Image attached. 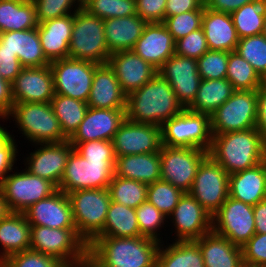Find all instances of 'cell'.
<instances>
[{
	"label": "cell",
	"instance_id": "1",
	"mask_svg": "<svg viewBox=\"0 0 266 267\" xmlns=\"http://www.w3.org/2000/svg\"><path fill=\"white\" fill-rule=\"evenodd\" d=\"M185 108L169 82L157 73L148 83L126 96V118L136 123L162 124Z\"/></svg>",
	"mask_w": 266,
	"mask_h": 267
},
{
	"label": "cell",
	"instance_id": "2",
	"mask_svg": "<svg viewBox=\"0 0 266 267\" xmlns=\"http://www.w3.org/2000/svg\"><path fill=\"white\" fill-rule=\"evenodd\" d=\"M208 155L231 175L265 161L266 141L256 128L212 135Z\"/></svg>",
	"mask_w": 266,
	"mask_h": 267
},
{
	"label": "cell",
	"instance_id": "3",
	"mask_svg": "<svg viewBox=\"0 0 266 267\" xmlns=\"http://www.w3.org/2000/svg\"><path fill=\"white\" fill-rule=\"evenodd\" d=\"M160 243L142 236H95L88 243V251L105 267H156Z\"/></svg>",
	"mask_w": 266,
	"mask_h": 267
},
{
	"label": "cell",
	"instance_id": "4",
	"mask_svg": "<svg viewBox=\"0 0 266 267\" xmlns=\"http://www.w3.org/2000/svg\"><path fill=\"white\" fill-rule=\"evenodd\" d=\"M110 55L105 39L104 20L78 6L73 13L68 58L102 65L108 63Z\"/></svg>",
	"mask_w": 266,
	"mask_h": 267
},
{
	"label": "cell",
	"instance_id": "5",
	"mask_svg": "<svg viewBox=\"0 0 266 267\" xmlns=\"http://www.w3.org/2000/svg\"><path fill=\"white\" fill-rule=\"evenodd\" d=\"M162 145L209 151L212 144L210 115L185 108L161 126Z\"/></svg>",
	"mask_w": 266,
	"mask_h": 267
},
{
	"label": "cell",
	"instance_id": "6",
	"mask_svg": "<svg viewBox=\"0 0 266 267\" xmlns=\"http://www.w3.org/2000/svg\"><path fill=\"white\" fill-rule=\"evenodd\" d=\"M15 119L24 136L36 144L68 140L50 103H14L8 115Z\"/></svg>",
	"mask_w": 266,
	"mask_h": 267
},
{
	"label": "cell",
	"instance_id": "7",
	"mask_svg": "<svg viewBox=\"0 0 266 267\" xmlns=\"http://www.w3.org/2000/svg\"><path fill=\"white\" fill-rule=\"evenodd\" d=\"M77 233L87 244L103 229L111 202L108 188L68 193Z\"/></svg>",
	"mask_w": 266,
	"mask_h": 267
},
{
	"label": "cell",
	"instance_id": "8",
	"mask_svg": "<svg viewBox=\"0 0 266 267\" xmlns=\"http://www.w3.org/2000/svg\"><path fill=\"white\" fill-rule=\"evenodd\" d=\"M257 90H236L210 115L212 135L255 128Z\"/></svg>",
	"mask_w": 266,
	"mask_h": 267
},
{
	"label": "cell",
	"instance_id": "9",
	"mask_svg": "<svg viewBox=\"0 0 266 267\" xmlns=\"http://www.w3.org/2000/svg\"><path fill=\"white\" fill-rule=\"evenodd\" d=\"M30 249L50 255L68 266L88 251V244L76 228L31 226Z\"/></svg>",
	"mask_w": 266,
	"mask_h": 267
},
{
	"label": "cell",
	"instance_id": "10",
	"mask_svg": "<svg viewBox=\"0 0 266 267\" xmlns=\"http://www.w3.org/2000/svg\"><path fill=\"white\" fill-rule=\"evenodd\" d=\"M115 161L86 160L73 150L68 158L58 190L68 194L86 189L108 188Z\"/></svg>",
	"mask_w": 266,
	"mask_h": 267
},
{
	"label": "cell",
	"instance_id": "11",
	"mask_svg": "<svg viewBox=\"0 0 266 267\" xmlns=\"http://www.w3.org/2000/svg\"><path fill=\"white\" fill-rule=\"evenodd\" d=\"M24 170L9 174L0 182V190L10 212L24 213L33 204L58 190L52 182Z\"/></svg>",
	"mask_w": 266,
	"mask_h": 267
},
{
	"label": "cell",
	"instance_id": "12",
	"mask_svg": "<svg viewBox=\"0 0 266 267\" xmlns=\"http://www.w3.org/2000/svg\"><path fill=\"white\" fill-rule=\"evenodd\" d=\"M208 151L188 148L161 146V180L169 182L184 193H189L202 161Z\"/></svg>",
	"mask_w": 266,
	"mask_h": 267
},
{
	"label": "cell",
	"instance_id": "13",
	"mask_svg": "<svg viewBox=\"0 0 266 267\" xmlns=\"http://www.w3.org/2000/svg\"><path fill=\"white\" fill-rule=\"evenodd\" d=\"M228 185L229 174L208 155L198 167L189 194L213 216L229 196Z\"/></svg>",
	"mask_w": 266,
	"mask_h": 267
},
{
	"label": "cell",
	"instance_id": "14",
	"mask_svg": "<svg viewBox=\"0 0 266 267\" xmlns=\"http://www.w3.org/2000/svg\"><path fill=\"white\" fill-rule=\"evenodd\" d=\"M212 231L242 247L256 233L253 206L228 196L212 216Z\"/></svg>",
	"mask_w": 266,
	"mask_h": 267
},
{
	"label": "cell",
	"instance_id": "15",
	"mask_svg": "<svg viewBox=\"0 0 266 267\" xmlns=\"http://www.w3.org/2000/svg\"><path fill=\"white\" fill-rule=\"evenodd\" d=\"M49 66L53 74L55 94L88 101L98 64L65 58L52 61Z\"/></svg>",
	"mask_w": 266,
	"mask_h": 267
},
{
	"label": "cell",
	"instance_id": "16",
	"mask_svg": "<svg viewBox=\"0 0 266 267\" xmlns=\"http://www.w3.org/2000/svg\"><path fill=\"white\" fill-rule=\"evenodd\" d=\"M112 144L115 157L160 152L161 127L136 123L126 118L113 136Z\"/></svg>",
	"mask_w": 266,
	"mask_h": 267
},
{
	"label": "cell",
	"instance_id": "17",
	"mask_svg": "<svg viewBox=\"0 0 266 267\" xmlns=\"http://www.w3.org/2000/svg\"><path fill=\"white\" fill-rule=\"evenodd\" d=\"M158 73L169 82L177 100L187 108L195 99L202 80L197 60L174 54L163 64Z\"/></svg>",
	"mask_w": 266,
	"mask_h": 267
},
{
	"label": "cell",
	"instance_id": "18",
	"mask_svg": "<svg viewBox=\"0 0 266 267\" xmlns=\"http://www.w3.org/2000/svg\"><path fill=\"white\" fill-rule=\"evenodd\" d=\"M175 241H195L212 231V216L189 193H184L173 212Z\"/></svg>",
	"mask_w": 266,
	"mask_h": 267
},
{
	"label": "cell",
	"instance_id": "19",
	"mask_svg": "<svg viewBox=\"0 0 266 267\" xmlns=\"http://www.w3.org/2000/svg\"><path fill=\"white\" fill-rule=\"evenodd\" d=\"M11 87L14 103H50L55 96L53 74L49 65L23 67Z\"/></svg>",
	"mask_w": 266,
	"mask_h": 267
},
{
	"label": "cell",
	"instance_id": "20",
	"mask_svg": "<svg viewBox=\"0 0 266 267\" xmlns=\"http://www.w3.org/2000/svg\"><path fill=\"white\" fill-rule=\"evenodd\" d=\"M125 119V109L88 107L84 120L68 141L74 147L78 143L92 140L112 141L113 136Z\"/></svg>",
	"mask_w": 266,
	"mask_h": 267
},
{
	"label": "cell",
	"instance_id": "21",
	"mask_svg": "<svg viewBox=\"0 0 266 267\" xmlns=\"http://www.w3.org/2000/svg\"><path fill=\"white\" fill-rule=\"evenodd\" d=\"M27 158V171L52 182L57 188L60 185L65 166L74 146L68 141L44 143Z\"/></svg>",
	"mask_w": 266,
	"mask_h": 267
},
{
	"label": "cell",
	"instance_id": "22",
	"mask_svg": "<svg viewBox=\"0 0 266 267\" xmlns=\"http://www.w3.org/2000/svg\"><path fill=\"white\" fill-rule=\"evenodd\" d=\"M108 64L115 72L121 90L126 96L148 83L158 73L157 69L133 50L113 52Z\"/></svg>",
	"mask_w": 266,
	"mask_h": 267
},
{
	"label": "cell",
	"instance_id": "23",
	"mask_svg": "<svg viewBox=\"0 0 266 267\" xmlns=\"http://www.w3.org/2000/svg\"><path fill=\"white\" fill-rule=\"evenodd\" d=\"M24 215L31 226L76 228L70 200L61 190L33 204L24 212Z\"/></svg>",
	"mask_w": 266,
	"mask_h": 267
},
{
	"label": "cell",
	"instance_id": "24",
	"mask_svg": "<svg viewBox=\"0 0 266 267\" xmlns=\"http://www.w3.org/2000/svg\"><path fill=\"white\" fill-rule=\"evenodd\" d=\"M175 40L163 23H147L133 51L159 70L175 54Z\"/></svg>",
	"mask_w": 266,
	"mask_h": 267
},
{
	"label": "cell",
	"instance_id": "25",
	"mask_svg": "<svg viewBox=\"0 0 266 267\" xmlns=\"http://www.w3.org/2000/svg\"><path fill=\"white\" fill-rule=\"evenodd\" d=\"M0 49L17 55L23 67H44L50 65L38 34V28L0 33Z\"/></svg>",
	"mask_w": 266,
	"mask_h": 267
},
{
	"label": "cell",
	"instance_id": "26",
	"mask_svg": "<svg viewBox=\"0 0 266 267\" xmlns=\"http://www.w3.org/2000/svg\"><path fill=\"white\" fill-rule=\"evenodd\" d=\"M87 104L91 108L126 109V95L108 63L95 69Z\"/></svg>",
	"mask_w": 266,
	"mask_h": 267
},
{
	"label": "cell",
	"instance_id": "27",
	"mask_svg": "<svg viewBox=\"0 0 266 267\" xmlns=\"http://www.w3.org/2000/svg\"><path fill=\"white\" fill-rule=\"evenodd\" d=\"M37 28L42 50L50 62L68 58L73 28V12L41 22Z\"/></svg>",
	"mask_w": 266,
	"mask_h": 267
},
{
	"label": "cell",
	"instance_id": "28",
	"mask_svg": "<svg viewBox=\"0 0 266 267\" xmlns=\"http://www.w3.org/2000/svg\"><path fill=\"white\" fill-rule=\"evenodd\" d=\"M209 50L235 51L239 38L231 15L204 6L202 25Z\"/></svg>",
	"mask_w": 266,
	"mask_h": 267
},
{
	"label": "cell",
	"instance_id": "29",
	"mask_svg": "<svg viewBox=\"0 0 266 267\" xmlns=\"http://www.w3.org/2000/svg\"><path fill=\"white\" fill-rule=\"evenodd\" d=\"M228 189L230 197L252 206L266 199V161L229 175Z\"/></svg>",
	"mask_w": 266,
	"mask_h": 267
},
{
	"label": "cell",
	"instance_id": "30",
	"mask_svg": "<svg viewBox=\"0 0 266 267\" xmlns=\"http://www.w3.org/2000/svg\"><path fill=\"white\" fill-rule=\"evenodd\" d=\"M195 242L202 252L205 267H241L243 264L241 247L213 231Z\"/></svg>",
	"mask_w": 266,
	"mask_h": 267
},
{
	"label": "cell",
	"instance_id": "31",
	"mask_svg": "<svg viewBox=\"0 0 266 267\" xmlns=\"http://www.w3.org/2000/svg\"><path fill=\"white\" fill-rule=\"evenodd\" d=\"M160 152L116 157L114 175L151 184L161 180Z\"/></svg>",
	"mask_w": 266,
	"mask_h": 267
},
{
	"label": "cell",
	"instance_id": "32",
	"mask_svg": "<svg viewBox=\"0 0 266 267\" xmlns=\"http://www.w3.org/2000/svg\"><path fill=\"white\" fill-rule=\"evenodd\" d=\"M147 22L137 14L104 20L105 39L110 53L132 50Z\"/></svg>",
	"mask_w": 266,
	"mask_h": 267
},
{
	"label": "cell",
	"instance_id": "33",
	"mask_svg": "<svg viewBox=\"0 0 266 267\" xmlns=\"http://www.w3.org/2000/svg\"><path fill=\"white\" fill-rule=\"evenodd\" d=\"M31 225L24 213L10 212L0 220V244L3 252L0 253V263L8 256L30 249Z\"/></svg>",
	"mask_w": 266,
	"mask_h": 267
},
{
	"label": "cell",
	"instance_id": "34",
	"mask_svg": "<svg viewBox=\"0 0 266 267\" xmlns=\"http://www.w3.org/2000/svg\"><path fill=\"white\" fill-rule=\"evenodd\" d=\"M33 0H0V33L38 27Z\"/></svg>",
	"mask_w": 266,
	"mask_h": 267
},
{
	"label": "cell",
	"instance_id": "35",
	"mask_svg": "<svg viewBox=\"0 0 266 267\" xmlns=\"http://www.w3.org/2000/svg\"><path fill=\"white\" fill-rule=\"evenodd\" d=\"M236 90L226 79H202L196 97L187 109L211 115Z\"/></svg>",
	"mask_w": 266,
	"mask_h": 267
},
{
	"label": "cell",
	"instance_id": "36",
	"mask_svg": "<svg viewBox=\"0 0 266 267\" xmlns=\"http://www.w3.org/2000/svg\"><path fill=\"white\" fill-rule=\"evenodd\" d=\"M96 236L140 237L135 208L111 201L105 225Z\"/></svg>",
	"mask_w": 266,
	"mask_h": 267
},
{
	"label": "cell",
	"instance_id": "37",
	"mask_svg": "<svg viewBox=\"0 0 266 267\" xmlns=\"http://www.w3.org/2000/svg\"><path fill=\"white\" fill-rule=\"evenodd\" d=\"M156 267H205V264L195 241H176L166 249L159 247Z\"/></svg>",
	"mask_w": 266,
	"mask_h": 267
},
{
	"label": "cell",
	"instance_id": "38",
	"mask_svg": "<svg viewBox=\"0 0 266 267\" xmlns=\"http://www.w3.org/2000/svg\"><path fill=\"white\" fill-rule=\"evenodd\" d=\"M50 104L53 113L59 120L63 134L69 139L84 120L88 109L87 102L55 94Z\"/></svg>",
	"mask_w": 266,
	"mask_h": 267
},
{
	"label": "cell",
	"instance_id": "39",
	"mask_svg": "<svg viewBox=\"0 0 266 267\" xmlns=\"http://www.w3.org/2000/svg\"><path fill=\"white\" fill-rule=\"evenodd\" d=\"M230 15L239 39L260 35L266 17V0H253Z\"/></svg>",
	"mask_w": 266,
	"mask_h": 267
},
{
	"label": "cell",
	"instance_id": "40",
	"mask_svg": "<svg viewBox=\"0 0 266 267\" xmlns=\"http://www.w3.org/2000/svg\"><path fill=\"white\" fill-rule=\"evenodd\" d=\"M226 79L235 90H258L261 76L238 52H228Z\"/></svg>",
	"mask_w": 266,
	"mask_h": 267
},
{
	"label": "cell",
	"instance_id": "41",
	"mask_svg": "<svg viewBox=\"0 0 266 267\" xmlns=\"http://www.w3.org/2000/svg\"><path fill=\"white\" fill-rule=\"evenodd\" d=\"M147 188L146 183L115 175L108 186L111 201L135 209L147 200Z\"/></svg>",
	"mask_w": 266,
	"mask_h": 267
},
{
	"label": "cell",
	"instance_id": "42",
	"mask_svg": "<svg viewBox=\"0 0 266 267\" xmlns=\"http://www.w3.org/2000/svg\"><path fill=\"white\" fill-rule=\"evenodd\" d=\"M82 8L103 20L137 14L136 0H87Z\"/></svg>",
	"mask_w": 266,
	"mask_h": 267
},
{
	"label": "cell",
	"instance_id": "43",
	"mask_svg": "<svg viewBox=\"0 0 266 267\" xmlns=\"http://www.w3.org/2000/svg\"><path fill=\"white\" fill-rule=\"evenodd\" d=\"M184 192L169 182L159 180L148 184L147 200L167 217L173 212Z\"/></svg>",
	"mask_w": 266,
	"mask_h": 267
},
{
	"label": "cell",
	"instance_id": "44",
	"mask_svg": "<svg viewBox=\"0 0 266 267\" xmlns=\"http://www.w3.org/2000/svg\"><path fill=\"white\" fill-rule=\"evenodd\" d=\"M262 77L266 73V37L263 34L239 39L235 50Z\"/></svg>",
	"mask_w": 266,
	"mask_h": 267
},
{
	"label": "cell",
	"instance_id": "45",
	"mask_svg": "<svg viewBox=\"0 0 266 267\" xmlns=\"http://www.w3.org/2000/svg\"><path fill=\"white\" fill-rule=\"evenodd\" d=\"M135 211L140 235L160 242L161 240L158 238L157 230L164 224L167 216L160 212L148 200L140 204Z\"/></svg>",
	"mask_w": 266,
	"mask_h": 267
},
{
	"label": "cell",
	"instance_id": "46",
	"mask_svg": "<svg viewBox=\"0 0 266 267\" xmlns=\"http://www.w3.org/2000/svg\"><path fill=\"white\" fill-rule=\"evenodd\" d=\"M204 10H193L166 17L163 24L173 36L175 42L191 32L200 29Z\"/></svg>",
	"mask_w": 266,
	"mask_h": 267
},
{
	"label": "cell",
	"instance_id": "47",
	"mask_svg": "<svg viewBox=\"0 0 266 267\" xmlns=\"http://www.w3.org/2000/svg\"><path fill=\"white\" fill-rule=\"evenodd\" d=\"M1 267H67L60 260L34 251L32 249L24 250L8 256L0 263Z\"/></svg>",
	"mask_w": 266,
	"mask_h": 267
},
{
	"label": "cell",
	"instance_id": "48",
	"mask_svg": "<svg viewBox=\"0 0 266 267\" xmlns=\"http://www.w3.org/2000/svg\"><path fill=\"white\" fill-rule=\"evenodd\" d=\"M198 72L202 79L226 78L228 52L208 50L197 59Z\"/></svg>",
	"mask_w": 266,
	"mask_h": 267
},
{
	"label": "cell",
	"instance_id": "49",
	"mask_svg": "<svg viewBox=\"0 0 266 267\" xmlns=\"http://www.w3.org/2000/svg\"><path fill=\"white\" fill-rule=\"evenodd\" d=\"M209 50L203 29H197L175 43V54L199 59Z\"/></svg>",
	"mask_w": 266,
	"mask_h": 267
},
{
	"label": "cell",
	"instance_id": "50",
	"mask_svg": "<svg viewBox=\"0 0 266 267\" xmlns=\"http://www.w3.org/2000/svg\"><path fill=\"white\" fill-rule=\"evenodd\" d=\"M36 6V14L38 23L59 18L71 14V7L79 0H33Z\"/></svg>",
	"mask_w": 266,
	"mask_h": 267
},
{
	"label": "cell",
	"instance_id": "51",
	"mask_svg": "<svg viewBox=\"0 0 266 267\" xmlns=\"http://www.w3.org/2000/svg\"><path fill=\"white\" fill-rule=\"evenodd\" d=\"M74 150L86 160L116 161L112 141L92 140L78 143Z\"/></svg>",
	"mask_w": 266,
	"mask_h": 267
},
{
	"label": "cell",
	"instance_id": "52",
	"mask_svg": "<svg viewBox=\"0 0 266 267\" xmlns=\"http://www.w3.org/2000/svg\"><path fill=\"white\" fill-rule=\"evenodd\" d=\"M241 249L243 263L266 267V234L255 233Z\"/></svg>",
	"mask_w": 266,
	"mask_h": 267
},
{
	"label": "cell",
	"instance_id": "53",
	"mask_svg": "<svg viewBox=\"0 0 266 267\" xmlns=\"http://www.w3.org/2000/svg\"><path fill=\"white\" fill-rule=\"evenodd\" d=\"M14 138L0 125V182L13 170L16 159L17 147Z\"/></svg>",
	"mask_w": 266,
	"mask_h": 267
},
{
	"label": "cell",
	"instance_id": "54",
	"mask_svg": "<svg viewBox=\"0 0 266 267\" xmlns=\"http://www.w3.org/2000/svg\"><path fill=\"white\" fill-rule=\"evenodd\" d=\"M166 0H136L137 15L147 23H163Z\"/></svg>",
	"mask_w": 266,
	"mask_h": 267
},
{
	"label": "cell",
	"instance_id": "55",
	"mask_svg": "<svg viewBox=\"0 0 266 267\" xmlns=\"http://www.w3.org/2000/svg\"><path fill=\"white\" fill-rule=\"evenodd\" d=\"M22 69L23 66L16 54L9 50L0 49V75L4 80L12 83Z\"/></svg>",
	"mask_w": 266,
	"mask_h": 267
},
{
	"label": "cell",
	"instance_id": "56",
	"mask_svg": "<svg viewBox=\"0 0 266 267\" xmlns=\"http://www.w3.org/2000/svg\"><path fill=\"white\" fill-rule=\"evenodd\" d=\"M193 10H204L197 0H166L165 18Z\"/></svg>",
	"mask_w": 266,
	"mask_h": 267
},
{
	"label": "cell",
	"instance_id": "57",
	"mask_svg": "<svg viewBox=\"0 0 266 267\" xmlns=\"http://www.w3.org/2000/svg\"><path fill=\"white\" fill-rule=\"evenodd\" d=\"M13 104L11 83L4 80L0 75V118L5 119L8 117Z\"/></svg>",
	"mask_w": 266,
	"mask_h": 267
},
{
	"label": "cell",
	"instance_id": "58",
	"mask_svg": "<svg viewBox=\"0 0 266 267\" xmlns=\"http://www.w3.org/2000/svg\"><path fill=\"white\" fill-rule=\"evenodd\" d=\"M255 128L266 141V91L261 87L257 90V117Z\"/></svg>",
	"mask_w": 266,
	"mask_h": 267
},
{
	"label": "cell",
	"instance_id": "59",
	"mask_svg": "<svg viewBox=\"0 0 266 267\" xmlns=\"http://www.w3.org/2000/svg\"><path fill=\"white\" fill-rule=\"evenodd\" d=\"M252 1L253 0H209L206 7L211 10L231 14L238 8Z\"/></svg>",
	"mask_w": 266,
	"mask_h": 267
},
{
	"label": "cell",
	"instance_id": "60",
	"mask_svg": "<svg viewBox=\"0 0 266 267\" xmlns=\"http://www.w3.org/2000/svg\"><path fill=\"white\" fill-rule=\"evenodd\" d=\"M255 232L266 234V199L253 206Z\"/></svg>",
	"mask_w": 266,
	"mask_h": 267
},
{
	"label": "cell",
	"instance_id": "61",
	"mask_svg": "<svg viewBox=\"0 0 266 267\" xmlns=\"http://www.w3.org/2000/svg\"><path fill=\"white\" fill-rule=\"evenodd\" d=\"M67 267H105L93 254L87 251L82 257L74 260Z\"/></svg>",
	"mask_w": 266,
	"mask_h": 267
},
{
	"label": "cell",
	"instance_id": "62",
	"mask_svg": "<svg viewBox=\"0 0 266 267\" xmlns=\"http://www.w3.org/2000/svg\"><path fill=\"white\" fill-rule=\"evenodd\" d=\"M9 213L10 210L0 190V220L4 219Z\"/></svg>",
	"mask_w": 266,
	"mask_h": 267
},
{
	"label": "cell",
	"instance_id": "63",
	"mask_svg": "<svg viewBox=\"0 0 266 267\" xmlns=\"http://www.w3.org/2000/svg\"><path fill=\"white\" fill-rule=\"evenodd\" d=\"M261 88L266 91V73L261 77Z\"/></svg>",
	"mask_w": 266,
	"mask_h": 267
},
{
	"label": "cell",
	"instance_id": "64",
	"mask_svg": "<svg viewBox=\"0 0 266 267\" xmlns=\"http://www.w3.org/2000/svg\"><path fill=\"white\" fill-rule=\"evenodd\" d=\"M199 1L203 6H206L209 2V0H197Z\"/></svg>",
	"mask_w": 266,
	"mask_h": 267
},
{
	"label": "cell",
	"instance_id": "65",
	"mask_svg": "<svg viewBox=\"0 0 266 267\" xmlns=\"http://www.w3.org/2000/svg\"><path fill=\"white\" fill-rule=\"evenodd\" d=\"M262 34L266 37V17H265V21H264V28H263Z\"/></svg>",
	"mask_w": 266,
	"mask_h": 267
},
{
	"label": "cell",
	"instance_id": "66",
	"mask_svg": "<svg viewBox=\"0 0 266 267\" xmlns=\"http://www.w3.org/2000/svg\"><path fill=\"white\" fill-rule=\"evenodd\" d=\"M241 267H259V266L248 265V264L243 263V264L241 265Z\"/></svg>",
	"mask_w": 266,
	"mask_h": 267
},
{
	"label": "cell",
	"instance_id": "67",
	"mask_svg": "<svg viewBox=\"0 0 266 267\" xmlns=\"http://www.w3.org/2000/svg\"><path fill=\"white\" fill-rule=\"evenodd\" d=\"M81 3V6L87 1V0H79Z\"/></svg>",
	"mask_w": 266,
	"mask_h": 267
}]
</instances>
